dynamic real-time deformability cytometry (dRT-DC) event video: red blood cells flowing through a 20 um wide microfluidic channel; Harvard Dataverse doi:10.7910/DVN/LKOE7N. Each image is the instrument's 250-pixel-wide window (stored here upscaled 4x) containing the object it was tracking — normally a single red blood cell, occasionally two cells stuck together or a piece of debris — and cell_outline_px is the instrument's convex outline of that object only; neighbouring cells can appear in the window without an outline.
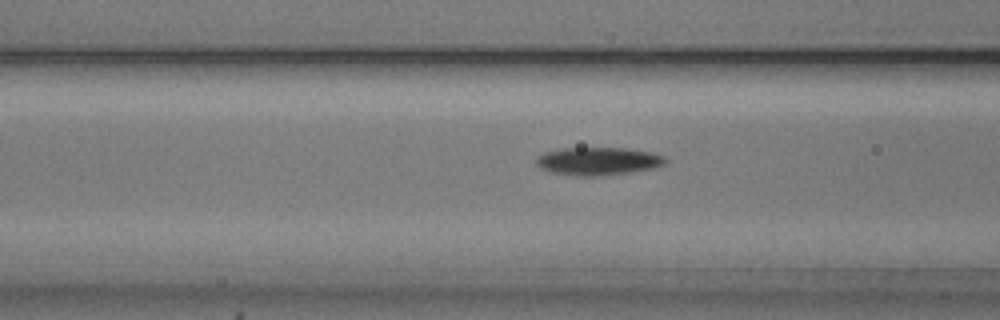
{"species": "common noctule bat (a hibernating species)", "species_latin": "Nyctalus noctula", "temperature_condition": "cold", "stored_images_in_passage": 39, "camera_frame_rate_fps": 3000, "um_per_image_px": 0.085, "animal": {"sex": "male", "body_mass_g": 20.5, "forearm_length_mm": 52.5}, "frame": {"image": 1, "passage_image": 6, "time_ms": 1.667, "image_size_px": [1000, 320], "cell_outline_px": [[668, 160], [664, 164], [656, 168], [600, 176], [576, 176], [552, 172], [540, 168], [536, 164], [536, 156], [544, 152], [564, 148], [624, 148], [652, 152], [664, 156]], "centroid_in_image_um": [50.84, 13.7], "position_along_channel_um": 115.8, "area_um2": 21.1}}
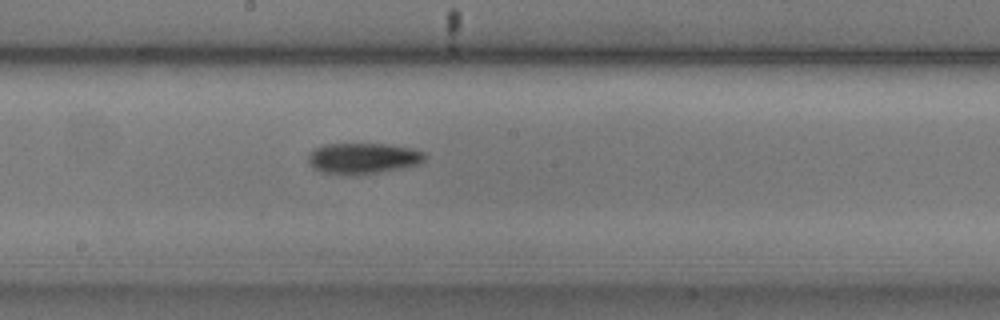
{"frame": {"image": 2, "passage_image": 14, "time_ms": 4.333, "image_size_px": [1000, 320], "cell_outline_px": [[428, 156], [420, 164], [400, 168], [352, 176], [348, 176], [320, 172], [312, 168], [308, 160], [308, 156], [316, 148], [324, 144], [384, 144], [412, 148], [424, 152]], "centroid_in_image_um": [30.85, 13.47], "position_along_channel_um": 217.4, "area_um2": 21.1}}
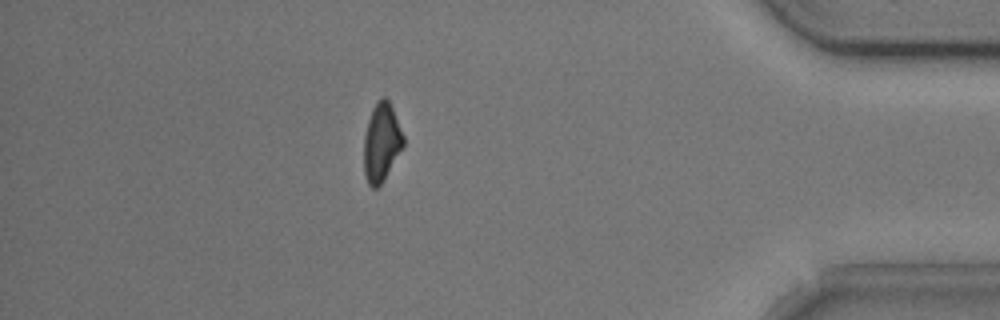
{"frame": {"image": 3, "passage_image": 32, "time_ms": 10.333, "image_size_px": [1000, 320], "cell_outline_px": [[404, 144], [384, 180], [376, 188], [372, 188], [368, 184], [364, 172], [364, 136], [368, 120], [372, 108], [376, 100], [380, 96], [384, 96], [388, 100], [392, 108], [404, 136]], "centroid_in_image_um": [32.41, 12.08], "position_along_channel_um": 402.8, "area_um2": 17.98}, "authors_computed_cell_mechanics": {"area_um2": 19.5942, "velocity_mm_per_s": 3.7922, "shape_relaxation_time_tau1_ms": 3.7608, "shape_relaxation_time_tau2_ms": null, "deformation_change_tau1": 0.1234, "deformation_change_tau2": null}}